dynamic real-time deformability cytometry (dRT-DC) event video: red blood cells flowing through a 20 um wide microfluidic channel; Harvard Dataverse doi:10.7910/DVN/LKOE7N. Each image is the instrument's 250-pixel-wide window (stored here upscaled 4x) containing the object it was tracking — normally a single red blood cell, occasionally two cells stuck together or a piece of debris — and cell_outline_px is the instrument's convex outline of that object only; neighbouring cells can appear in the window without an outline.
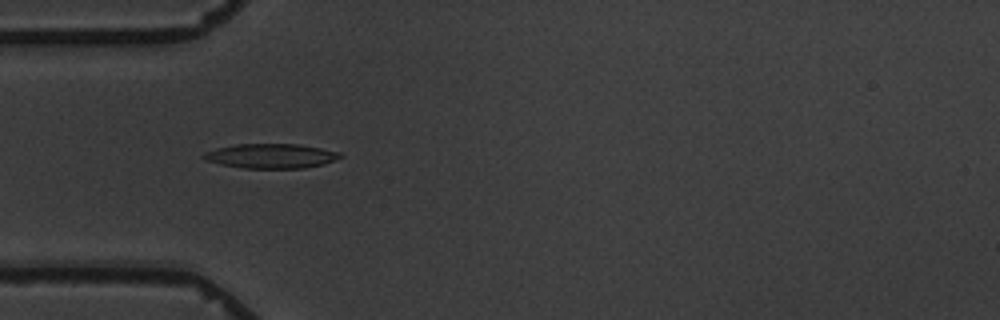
{"species": "common noctule bat (a hibernating species)", "species_latin": "Nyctalus noctula", "temperature_condition": "warm", "stored_images_in_passage": 6, "camera_frame_rate_fps": 3000, "um_per_image_px": 0.085, "animal": {"sex": "male", "body_mass_g": 19.5, "forearm_length_mm": 54.6}, "frame": {"image": 1, "passage_image": 5, "time_ms": 4.667, "image_size_px": [1000, 320], "cell_outline_px": [[344, 156], [324, 164], [304, 168], [244, 168], [220, 164], [204, 160], [200, 156], [204, 152], [216, 148], [236, 144], [300, 144], [340, 152]], "centroid_in_image_um": [23.01, 13.25], "position_along_channel_um": 62.0, "area_um2": 19.65}}
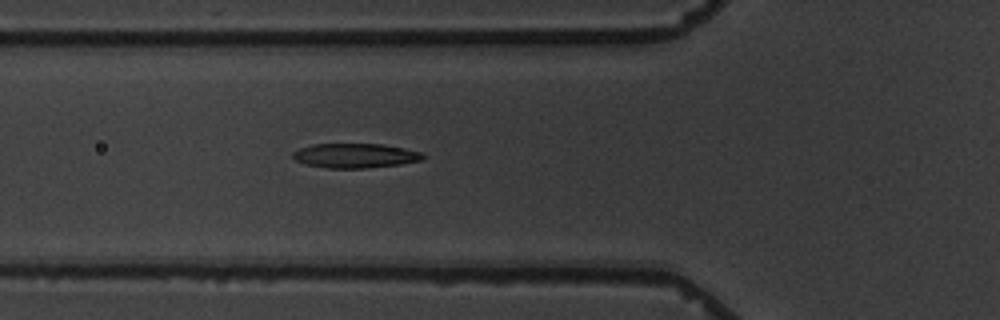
{"frame": {"image": 2, "passage_image": 6, "time_ms": 5.667, "image_size_px": [1000, 320], "cell_outline_px": [[424, 156], [420, 160], [400, 164], [364, 168], [328, 168], [304, 164], [296, 160], [292, 156], [292, 152], [300, 148], [312, 144], [380, 144], [404, 148], [424, 152]], "centroid_in_image_um": [30.17, 13.22], "position_along_channel_um": 95.6, "area_um2": 18.5}}